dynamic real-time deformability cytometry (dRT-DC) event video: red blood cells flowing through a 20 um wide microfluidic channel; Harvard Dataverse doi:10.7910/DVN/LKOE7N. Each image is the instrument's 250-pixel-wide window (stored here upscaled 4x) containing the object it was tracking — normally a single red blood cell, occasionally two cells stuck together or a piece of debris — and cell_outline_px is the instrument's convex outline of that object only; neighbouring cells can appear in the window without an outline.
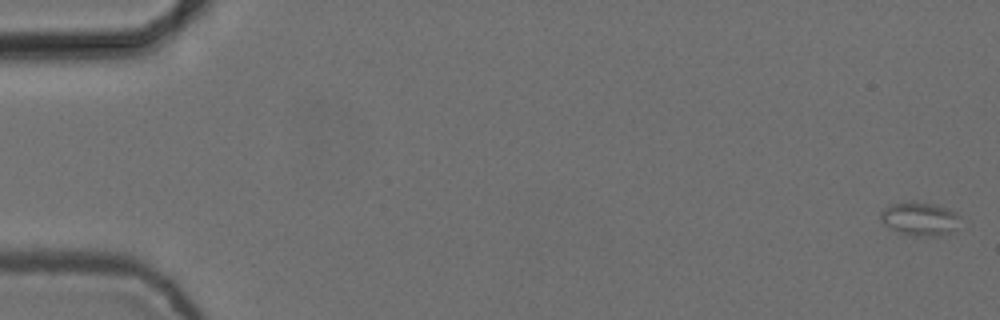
{"species": "common noctule bat (a hibernating species)", "species_latin": "Nyctalus noctula", "temperature_condition": "cold", "stored_images_in_passage": 8, "camera_frame_rate_fps": 3000, "um_per_image_px": 0.085, "animal": {"sex": "female", "body_mass_g": 24.6, "forearm_length_mm": 56.2}, "frame": {"image": 1, "passage_image": 1, "time_ms": 0.0, "image_size_px": [1000, 320], "cell_outline_px": [[960, 216], [956, 232], [936, 236], [916, 236], [896, 232], [884, 224], [880, 220], [880, 212], [884, 208], [892, 204], [916, 200], [936, 204], [948, 208], [956, 212]], "centroid_in_image_um": [78.2, 18.59], "position_along_channel_um": 6.8, "area_um2": 16.01}}